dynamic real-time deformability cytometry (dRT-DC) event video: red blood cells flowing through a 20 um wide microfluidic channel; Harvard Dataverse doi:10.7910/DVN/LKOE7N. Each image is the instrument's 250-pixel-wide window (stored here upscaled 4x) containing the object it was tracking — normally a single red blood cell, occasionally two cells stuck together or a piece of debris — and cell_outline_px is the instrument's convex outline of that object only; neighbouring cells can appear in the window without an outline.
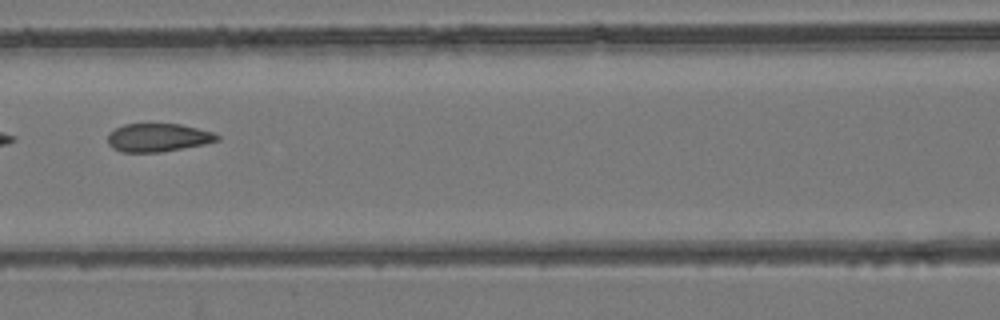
{"species": "common noctule bat (a hibernating species)", "species_latin": "Nyctalus noctula", "temperature_condition": "room temperature", "stored_images_in_passage": 6, "segment_of_instrument_passage": [1, 2], "camera_frame_rate_fps": 3000, "um_per_image_px": 0.085, "animal": {"sex": "female", "body_mass_g": 24.6, "forearm_length_mm": 56.2}, "frame": {"image": 1, "passage_image": 5, "time_ms": 5.0, "image_size_px": [1000, 320], "cell_outline_px": [[220, 140], [204, 144], [160, 152], [120, 152], [112, 148], [108, 144], [108, 132], [124, 124], [180, 124], [212, 132], [220, 136]], "centroid_in_image_um": [13.4, 11.7], "position_along_channel_um": 153.2, "area_um2": 17.98}}